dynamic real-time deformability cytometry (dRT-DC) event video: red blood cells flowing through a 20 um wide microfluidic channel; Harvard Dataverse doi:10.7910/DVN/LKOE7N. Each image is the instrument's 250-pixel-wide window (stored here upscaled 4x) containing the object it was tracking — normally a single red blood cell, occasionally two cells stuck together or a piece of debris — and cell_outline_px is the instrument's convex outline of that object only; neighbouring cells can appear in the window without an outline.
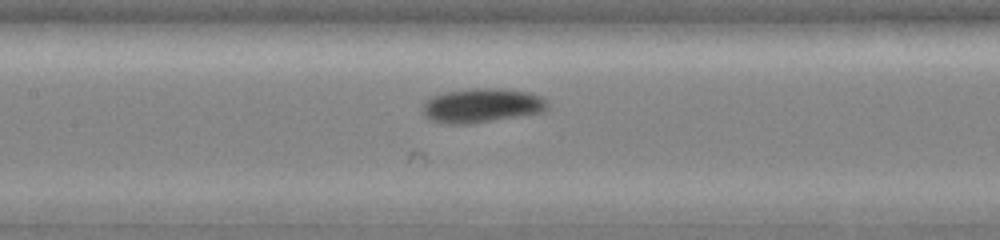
{"species": "common noctule bat (a hibernating species)", "species_latin": "Nyctalus noctula", "temperature_condition": "warm", "stored_images_in_passage": 32, "camera_frame_rate_fps": 3000, "um_per_image_px": 0.085, "animal": {"sex": "female", "body_mass_g": 19.0, "forearm_length_mm": 51.5}, "frame": {"image": 1, "passage_image": 11, "time_ms": 3.333, "image_size_px": [1000, 240], "cell_outline_px": [[548, 108], [544, 112], [472, 124], [444, 124], [428, 120], [424, 112], [424, 104], [432, 96], [444, 92], [476, 88], [504, 88], [528, 92], [540, 96], [548, 100]], "centroid_in_image_um": [40.99, 8.97], "position_along_channel_um": 166.4, "area_um2": 25.14}}
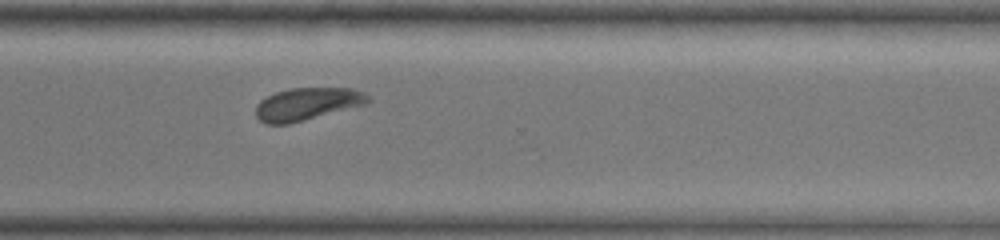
{"frame": {"image": 2, "passage_image": 25, "time_ms": 8.0, "image_size_px": [1000, 240], "cell_outline_px": [[372, 100], [364, 104], [304, 120], [288, 124], [264, 124], [256, 116], [256, 104], [260, 100], [276, 92], [288, 88], [352, 88], [364, 92]], "centroid_in_image_um": [26.08, 8.83], "position_along_channel_um": 344.5, "area_um2": 21.1}}
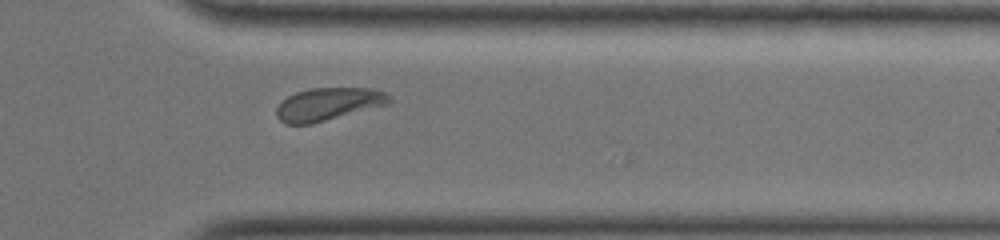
{"frame": {"image": 3, "passage_image": 28, "time_ms": 9.0, "image_size_px": [1000, 240], "cell_outline_px": [[392, 100], [388, 104], [312, 124], [284, 124], [276, 116], [276, 108], [288, 96], [296, 92], [312, 88], [372, 88], [384, 92], [392, 96]], "centroid_in_image_um": [27.91, 8.85], "position_along_channel_um": 383.5, "area_um2": 21.5}}